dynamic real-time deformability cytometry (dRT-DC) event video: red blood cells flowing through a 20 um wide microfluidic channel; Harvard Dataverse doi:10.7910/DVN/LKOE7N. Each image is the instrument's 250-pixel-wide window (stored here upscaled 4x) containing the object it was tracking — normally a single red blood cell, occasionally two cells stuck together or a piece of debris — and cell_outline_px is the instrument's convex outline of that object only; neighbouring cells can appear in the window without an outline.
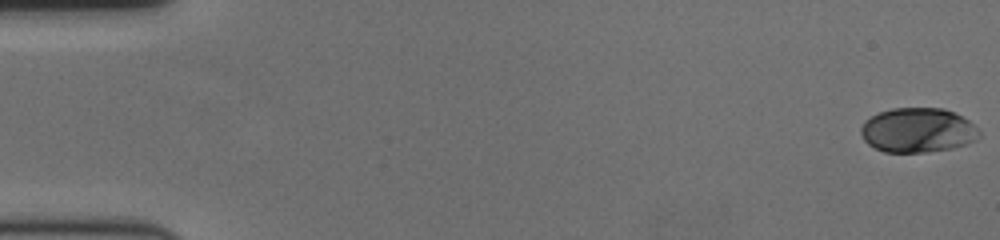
{"species": "human", "species_latin": "Homo sapiens", "temperature_condition": "cold", "stored_images_in_passage": 60, "camera_frame_rate_fps": 3000, "um_per_image_px": 0.085, "donor": {"sex": "female"}, "frame": {"image": 1, "passage_image": 1, "time_ms": 0.0, "image_size_px": [1000, 240], "cell_outline_px": [[980, 136], [976, 140], [952, 148], [924, 152], [884, 152], [868, 144], [864, 140], [860, 132], [860, 128], [864, 120], [880, 112], [892, 108], [944, 108], [968, 120], [980, 132]], "centroid_in_image_um": [77.98, 11.07], "position_along_channel_um": 7.0, "area_um2": 30.58}}
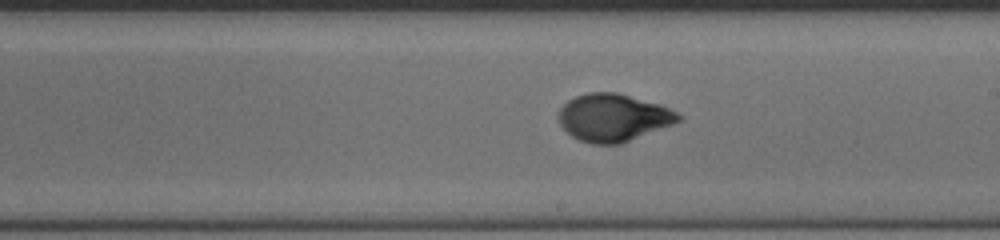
{"frame": {"image": 2, "passage_image": 35, "time_ms": 11.333, "image_size_px": [1000, 240], "cell_outline_px": [[684, 116], [680, 120], [672, 124], [620, 144], [592, 144], [580, 140], [572, 136], [560, 124], [560, 108], [568, 100], [576, 96], [588, 92], [616, 92], [660, 104]], "centroid_in_image_um": [52.13, 9.99], "position_along_channel_um": 236.9, "area_um2": 32.83}}
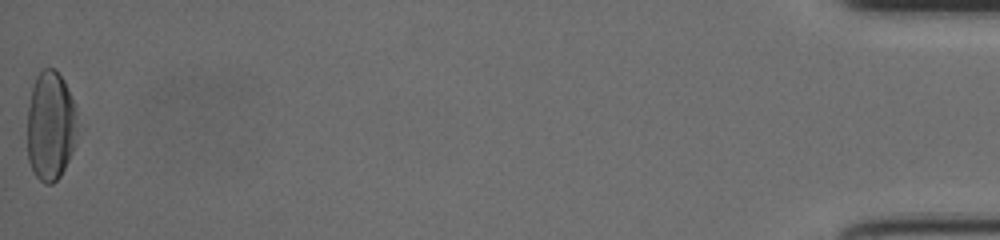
{"frame": {"image": 3, "passage_image": 60, "time_ms": 19.667, "image_size_px": [1000, 240], "cell_outline_px": [[76, 112], [72, 152], [60, 176], [52, 184], [44, 184], [32, 172], [28, 160], [28, 108], [32, 88], [36, 76], [44, 68], [56, 68], [64, 80], [76, 108]], "centroid_in_image_um": [4.27, 10.69], "position_along_channel_um": 430.9, "area_um2": 31.62}, "authors_computed_cell_mechanics": {"area_um2": 31.79, "velocity_mm_per_s": 3.5245, "shape_relaxation_time_tau1_ms": 3.8219, "shape_relaxation_time_tau2_ms": 0.9902, "deformation_change_tau1": 0.1783, "deformation_change_tau2": 0.0417}}